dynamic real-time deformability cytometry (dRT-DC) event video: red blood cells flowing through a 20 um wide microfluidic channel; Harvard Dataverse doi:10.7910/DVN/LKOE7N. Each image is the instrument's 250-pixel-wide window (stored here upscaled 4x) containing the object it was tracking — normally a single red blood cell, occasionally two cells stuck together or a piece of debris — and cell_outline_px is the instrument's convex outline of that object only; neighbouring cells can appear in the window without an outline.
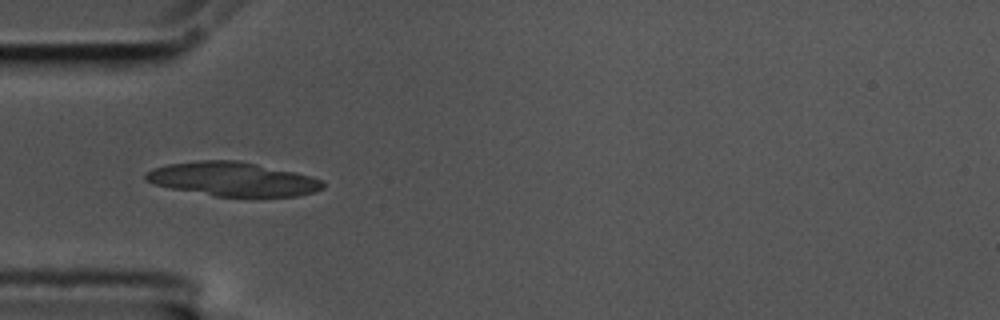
{"species": "common noctule bat (a hibernating species)", "species_latin": "Nyctalus noctula", "temperature_condition": "cold", "stored_images_in_passage": 4, "camera_frame_rate_fps": 3000, "um_per_image_px": 0.085, "animal": {"sex": "male", "body_mass_g": 17.5, "forearm_length_mm": 52.3}, "frame": {"image": 1, "passage_image": 4, "time_ms": 1.0, "image_size_px": [1000, 320], "cell_outline_px": [[324, 188], [300, 196], [216, 196], [172, 188], [156, 184], [144, 180], [144, 176], [152, 168], [168, 164], [200, 160], [240, 160], [296, 172], [312, 176], [324, 180]], "centroid_in_image_um": [19.83, 15.21], "position_along_channel_um": 65.2, "area_um2": 35.03}}